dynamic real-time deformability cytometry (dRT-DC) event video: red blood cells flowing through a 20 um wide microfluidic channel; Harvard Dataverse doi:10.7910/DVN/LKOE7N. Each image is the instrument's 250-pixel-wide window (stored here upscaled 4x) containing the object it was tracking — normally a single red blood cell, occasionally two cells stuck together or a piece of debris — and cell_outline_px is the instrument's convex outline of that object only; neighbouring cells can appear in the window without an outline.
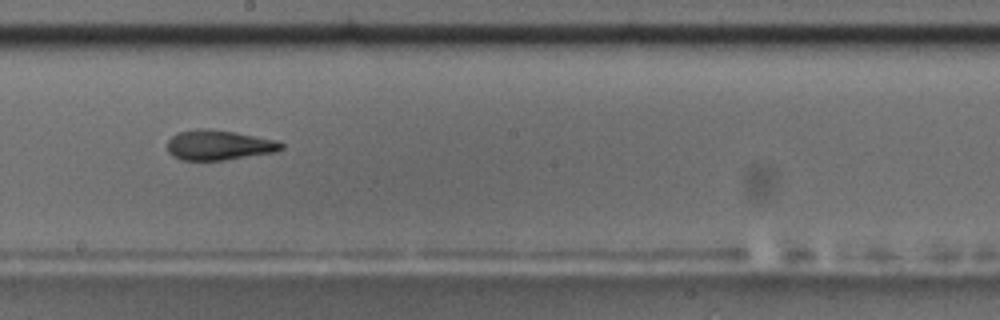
{"species": "common noctule bat (a hibernating species)", "species_latin": "Nyctalus noctula", "temperature_condition": "room temperature", "stored_images_in_passage": 56, "camera_frame_rate_fps": 3000, "um_per_image_px": 0.085, "animal": {"sex": "male", "body_mass_g": 17.5, "forearm_length_mm": 52.3}, "frame": {"image": 1, "passage_image": 32, "time_ms": 10.333, "image_size_px": [1000, 320], "cell_outline_px": [[284, 148], [276, 152], [224, 160], [180, 160], [172, 156], [168, 152], [168, 140], [176, 132], [196, 128], [208, 128], [236, 132], [276, 140], [284, 144]], "centroid_in_image_um": [18.59, 12.32], "position_along_channel_um": 229.6, "area_um2": 20.17}, "authors_computed_cell_mechanics": {"area_um2": 20.0566, "velocity_mm_per_s": 3.6252, "shape_relaxation_time_tau1_ms": 7.706, "shape_relaxation_time_tau2_ms": 3.2113, "deformation_change_tau1": 0.2133, "deformation_change_tau2": 0.1221}}